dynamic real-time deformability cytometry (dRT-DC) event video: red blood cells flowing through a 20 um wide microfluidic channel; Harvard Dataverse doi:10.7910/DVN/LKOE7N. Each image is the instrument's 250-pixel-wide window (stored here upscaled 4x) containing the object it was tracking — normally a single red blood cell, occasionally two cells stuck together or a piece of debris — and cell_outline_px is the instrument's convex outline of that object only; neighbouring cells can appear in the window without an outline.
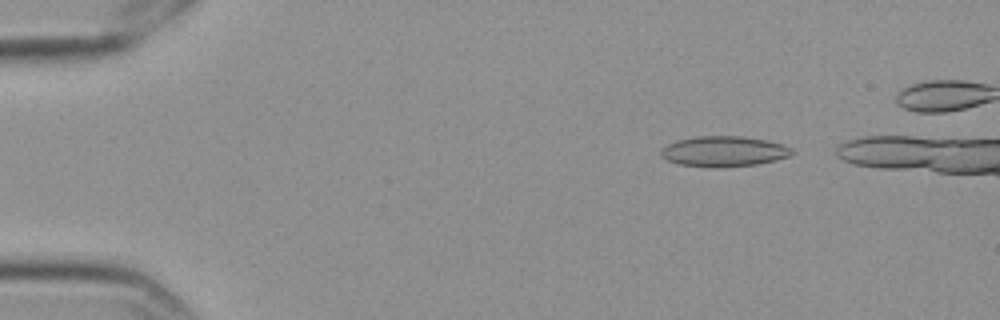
{"species": "Egyptian fruit bat (a non-hibernating species)", "species_latin": "Rousettus aegyptiacus", "temperature_condition": "cold", "stored_images_in_passage": 5, "camera_frame_rate_fps": 3000, "um_per_image_px": 0.085, "frame": {"image": 1, "passage_image": 1, "time_ms": 0.0, "image_size_px": [1000, 320], "cell_outline_px": [[796, 152], [792, 156], [756, 164], [680, 164], [668, 160], [660, 156], [660, 152], [668, 144], [676, 140], [700, 136], [740, 136], [764, 140], [784, 144], [792, 148]], "centroid_in_image_um": [61.6, 12.81], "position_along_channel_um": 23.4, "area_um2": 22.08}}
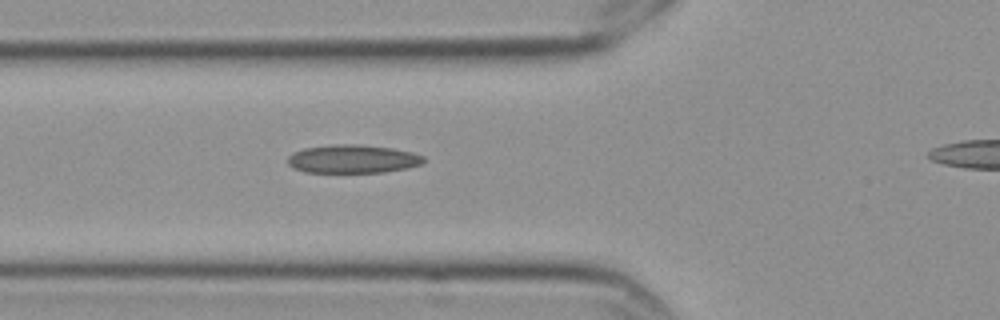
{"frame": {"image": 2, "passage_image": 5, "time_ms": 1.333, "image_size_px": [1000, 320], "cell_outline_px": [[424, 160], [420, 164], [404, 168], [384, 172], [304, 172], [292, 168], [288, 164], [288, 156], [292, 152], [304, 148], [332, 144], [360, 144], [392, 148], [412, 152], [424, 156]], "centroid_in_image_um": [29.93, 13.5], "position_along_channel_um": 95.9, "area_um2": 22.48}}